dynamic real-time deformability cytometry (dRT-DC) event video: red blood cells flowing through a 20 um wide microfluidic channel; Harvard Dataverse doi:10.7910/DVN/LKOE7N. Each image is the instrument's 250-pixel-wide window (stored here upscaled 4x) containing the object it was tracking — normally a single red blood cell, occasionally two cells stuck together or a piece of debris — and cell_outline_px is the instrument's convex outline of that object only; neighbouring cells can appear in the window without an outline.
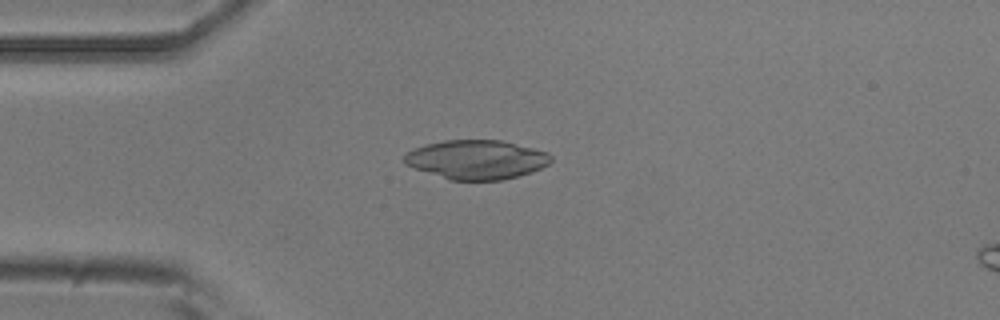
{"species": "common noctule bat (a hibernating species)", "species_latin": "Nyctalus noctula", "temperature_condition": "room temperature", "stored_images_in_passage": 6, "camera_frame_rate_fps": 3000, "um_per_image_px": 0.085, "animal": {"sex": "male", "body_mass_g": 20.5, "forearm_length_mm": 52.5}, "frame": {"image": 1, "passage_image": 4, "time_ms": 3.333, "image_size_px": [1000, 320], "cell_outline_px": [[552, 160], [548, 164], [540, 168], [504, 180], [448, 180], [404, 164], [404, 156], [412, 148], [444, 140], [500, 140], [548, 152], [552, 156]], "centroid_in_image_um": [40.48, 13.56], "position_along_channel_um": 44.5, "area_um2": 33.23}}